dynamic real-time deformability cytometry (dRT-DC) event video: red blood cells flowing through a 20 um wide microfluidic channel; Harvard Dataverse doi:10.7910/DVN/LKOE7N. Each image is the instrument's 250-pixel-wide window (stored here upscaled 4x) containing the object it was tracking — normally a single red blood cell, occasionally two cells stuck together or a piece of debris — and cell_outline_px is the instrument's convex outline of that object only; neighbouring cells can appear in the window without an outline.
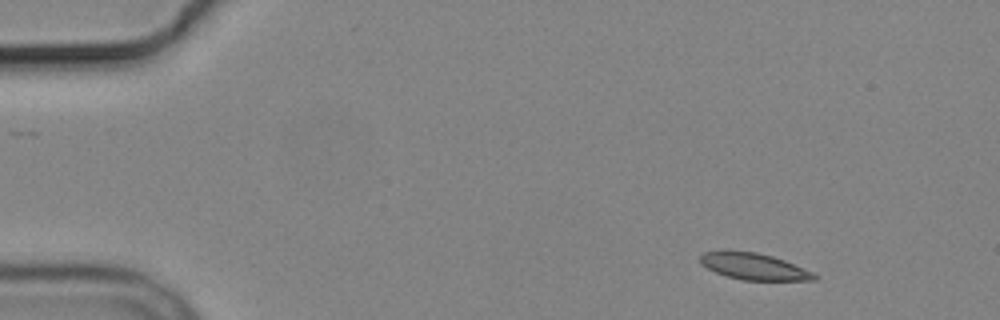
{"species": "common noctule bat (a hibernating species)", "species_latin": "Nyctalus noctula", "temperature_condition": "cold", "stored_images_in_passage": 4, "camera_frame_rate_fps": 3000, "um_per_image_px": 0.085, "animal": {"sex": "male", "body_mass_g": 19.2, "forearm_length_mm": 51.8}, "frame": {"image": 1, "passage_image": 1, "time_ms": 0.0, "image_size_px": [1000, 320], "cell_outline_px": [[820, 276], [816, 280], [744, 280], [728, 276], [716, 272], [700, 264], [700, 256], [704, 252], [724, 248], [728, 248], [756, 252], [772, 256], [784, 260], [812, 272]], "centroid_in_image_um": [64.02, 22.61], "position_along_channel_um": 21.0, "area_um2": 17.98}}